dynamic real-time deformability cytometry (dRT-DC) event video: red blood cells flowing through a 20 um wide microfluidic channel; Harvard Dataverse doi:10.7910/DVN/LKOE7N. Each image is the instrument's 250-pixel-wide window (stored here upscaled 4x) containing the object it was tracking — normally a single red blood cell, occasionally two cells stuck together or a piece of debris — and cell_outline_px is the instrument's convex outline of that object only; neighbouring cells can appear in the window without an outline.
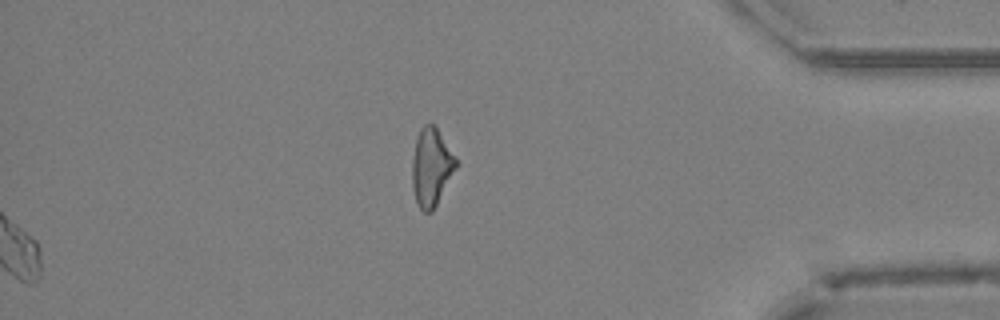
{"species": "Egyptian fruit bat (a non-hibernating species)", "species_latin": "Rousettus aegyptiacus", "temperature_condition": "cold", "stored_images_in_passage": 38, "segment_of_instrument_passage": [2, 2], "camera_frame_rate_fps": 3000, "um_per_image_px": 0.085, "animal": {"sex": "female"}, "frame": {"image": 1, "passage_image": 38, "time_ms": 12.333, "image_size_px": [1000, 320], "cell_outline_px": [[460, 164], [432, 212], [424, 212], [420, 208], [416, 200], [412, 188], [412, 160], [416, 140], [420, 128], [424, 124], [436, 124], [456, 156]], "centroid_in_image_um": [36.7, 14.18], "position_along_channel_um": 398.5, "area_um2": 20.4}}